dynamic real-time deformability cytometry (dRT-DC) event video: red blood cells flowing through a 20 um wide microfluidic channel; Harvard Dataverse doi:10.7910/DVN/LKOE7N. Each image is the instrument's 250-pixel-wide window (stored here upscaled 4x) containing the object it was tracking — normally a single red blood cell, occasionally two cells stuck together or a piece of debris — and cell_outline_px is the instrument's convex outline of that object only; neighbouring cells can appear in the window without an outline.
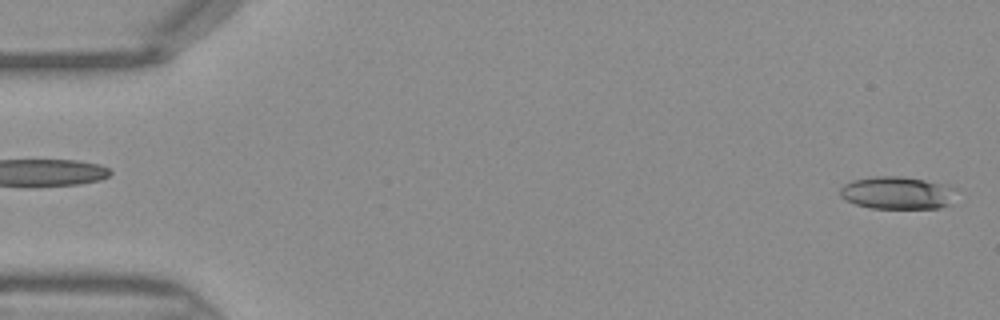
{"species": "Egyptian fruit bat (a non-hibernating species)", "species_latin": "Rousettus aegyptiacus", "temperature_condition": "warm", "stored_images_in_passage": 45, "camera_frame_rate_fps": 3000, "um_per_image_px": 0.085, "frame": {"image": 1, "passage_image": 1, "time_ms": 0.0, "image_size_px": [1000, 320], "cell_outline_px": [[948, 204], [940, 208], [872, 208], [856, 204], [844, 200], [840, 196], [840, 188], [844, 184], [852, 180], [872, 176], [900, 176], [924, 180], [940, 184], [948, 188]], "centroid_in_image_um": [76.06, 16.39], "position_along_channel_um": 8.9, "area_um2": 21.27}}
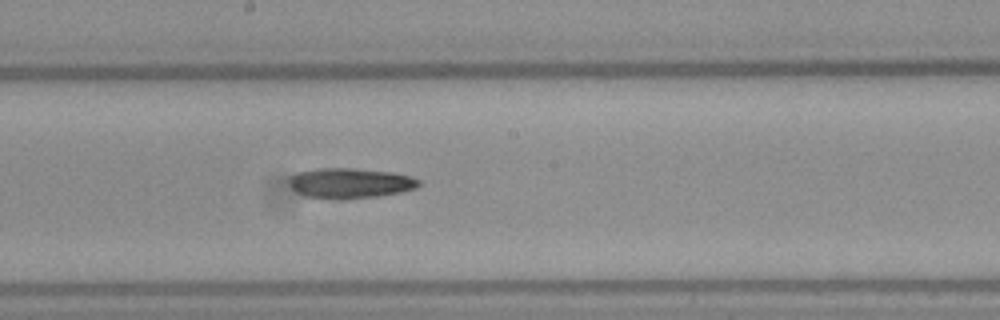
{"frame": {"image": 2, "passage_image": 24, "time_ms": 7.667, "image_size_px": [1000, 320], "cell_outline_px": [[420, 184], [416, 188], [400, 192], [380, 196], [340, 200], [304, 196], [296, 192], [288, 184], [288, 180], [296, 172], [316, 168], [352, 168], [392, 172], [408, 176], [420, 180]], "centroid_in_image_um": [29.71, 15.57], "position_along_channel_um": 218.5, "area_um2": 23.06}}
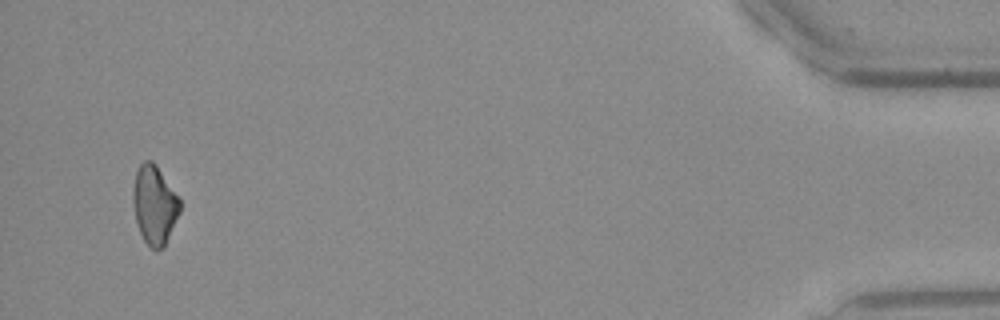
{"frame": {"image": 3, "passage_image": 43, "time_ms": 14.0, "image_size_px": [1000, 320], "cell_outline_px": [[180, 212], [164, 248], [152, 248], [144, 240], [140, 232], [136, 220], [132, 200], [132, 192], [136, 172], [140, 164], [144, 160], [152, 160], [156, 164], [180, 200]], "centroid_in_image_um": [13.12, 17.4], "position_along_channel_um": 422.1, "area_um2": 21.33}}